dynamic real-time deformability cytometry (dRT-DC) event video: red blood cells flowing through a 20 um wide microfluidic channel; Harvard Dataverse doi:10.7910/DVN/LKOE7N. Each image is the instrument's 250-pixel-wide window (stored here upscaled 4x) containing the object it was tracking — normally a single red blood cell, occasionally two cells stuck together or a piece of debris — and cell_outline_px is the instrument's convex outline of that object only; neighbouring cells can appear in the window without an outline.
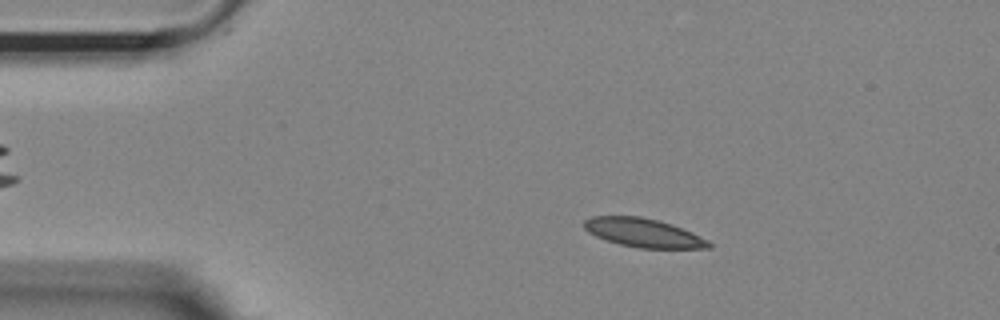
{"species": "Egyptian fruit bat (a non-hibernating species)", "species_latin": "Rousettus aegyptiacus", "temperature_condition": "room temperature", "stored_images_in_passage": 18, "camera_frame_rate_fps": 3000, "um_per_image_px": 0.085, "animal": {"sex": "female"}, "frame": {"image": 1, "passage_image": 9, "time_ms": 2.667, "image_size_px": [1000, 320], "cell_outline_px": [[712, 248], [640, 248], [620, 244], [596, 236], [588, 232], [584, 228], [584, 220], [592, 216], [640, 216], [660, 220], [672, 224], [692, 232], [708, 240], [712, 244]], "centroid_in_image_um": [54.71, 19.78], "position_along_channel_um": 30.3, "area_um2": 20.87}}
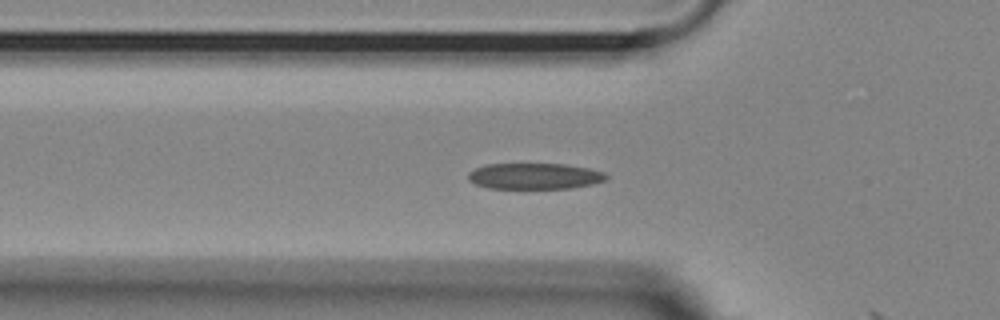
{"frame": {"image": 2, "passage_image": 17, "time_ms": 5.333, "image_size_px": [1000, 320], "cell_outline_px": [[608, 180], [592, 184], [572, 188], [488, 188], [476, 184], [468, 180], [468, 172], [484, 164], [564, 164], [588, 168], [604, 172], [608, 176]], "centroid_in_image_um": [45.45, 14.97], "position_along_channel_um": 80.4, "area_um2": 20.98}}